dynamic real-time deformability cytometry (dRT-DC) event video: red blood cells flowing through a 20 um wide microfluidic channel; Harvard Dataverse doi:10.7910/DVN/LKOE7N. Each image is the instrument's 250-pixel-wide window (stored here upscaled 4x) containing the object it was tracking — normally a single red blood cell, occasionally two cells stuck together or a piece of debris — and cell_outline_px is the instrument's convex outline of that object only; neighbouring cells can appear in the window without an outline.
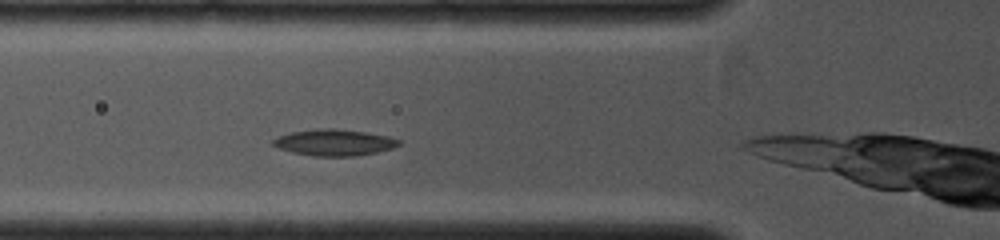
{"species": "common noctule bat (a hibernating species)", "species_latin": "Nyctalus noctula", "temperature_condition": "cold", "stored_images_in_passage": 18, "camera_frame_rate_fps": 4000, "um_per_image_px": 0.085, "animal": {"sex": "female", "body_mass_g": 19.0, "forearm_length_mm": 53.3}, "frame": {"image": 1, "passage_image": 7, "time_ms": 1.0, "image_size_px": [1000, 240], "cell_outline_px": [[400, 144], [392, 148], [376, 152], [356, 156], [312, 156], [292, 152], [280, 148], [272, 144], [272, 140], [276, 136], [288, 132], [316, 128], [336, 128], [364, 132], [388, 136], [400, 140]], "centroid_in_image_um": [28.36, 12.1], "position_along_channel_um": 97.4, "area_um2": 19.42}}
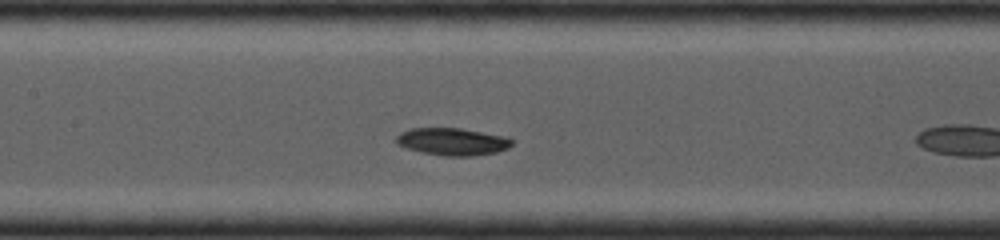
{"frame": {"image": 2, "passage_image": 13, "time_ms": 2.25, "image_size_px": [1000, 240], "cell_outline_px": [[512, 144], [508, 148], [496, 152], [472, 156], [448, 156], [424, 152], [408, 148], [396, 144], [396, 136], [400, 132], [412, 128], [460, 128], [508, 136], [512, 140]], "centroid_in_image_um": [38.48, 12.02], "position_along_channel_um": 168.9, "area_um2": 18.38}}